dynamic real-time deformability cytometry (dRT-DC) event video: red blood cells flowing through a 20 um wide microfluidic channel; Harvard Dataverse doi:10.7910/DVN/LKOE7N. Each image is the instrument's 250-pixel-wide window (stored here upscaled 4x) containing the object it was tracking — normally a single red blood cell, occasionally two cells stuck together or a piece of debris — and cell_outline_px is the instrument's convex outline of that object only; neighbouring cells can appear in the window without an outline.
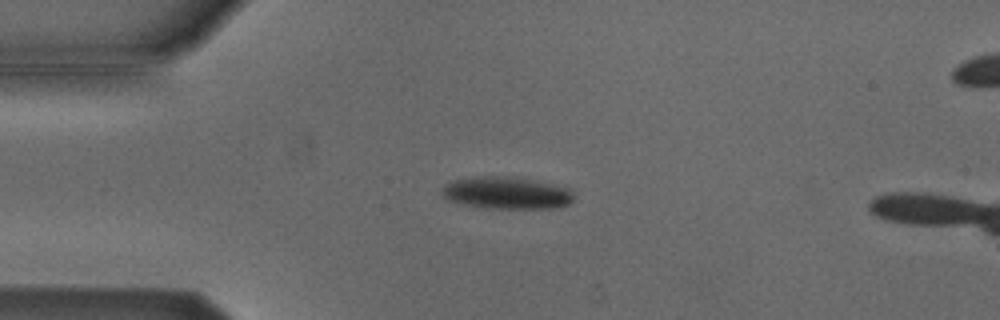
{"species": "Egyptian fruit bat (a non-hibernating species)", "species_latin": "Rousettus aegyptiacus", "temperature_condition": "cold", "stored_images_in_passage": 46, "camera_frame_rate_fps": 3000, "um_per_image_px": 0.085, "animal": {"sex": "male"}, "frame": {"image": 1, "passage_image": 6, "time_ms": 1.667, "image_size_px": [1000, 320], "cell_outline_px": [[572, 200], [568, 204], [556, 208], [484, 208], [464, 204], [448, 200], [440, 192], [444, 184], [452, 180], [472, 176], [508, 176], [568, 188], [572, 192]], "centroid_in_image_um": [42.97, 16.4], "position_along_channel_um": 42.0, "area_um2": 24.51}}
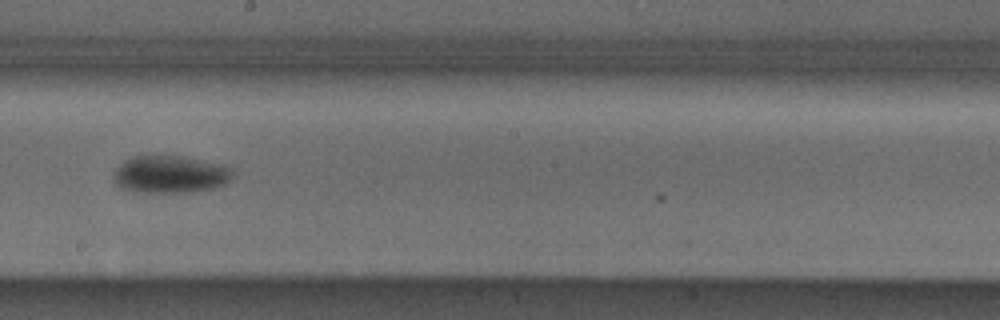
{"frame": {"image": 2, "passage_image": 23, "time_ms": 7.333, "image_size_px": [1000, 320], "cell_outline_px": [[232, 172], [228, 180], [224, 184], [212, 188], [192, 192], [136, 192], [120, 188], [112, 180], [112, 172], [124, 160], [132, 156], [148, 152], [180, 156], [220, 164], [228, 168]], "centroid_in_image_um": [14.32, 14.78], "position_along_channel_um": 233.9, "area_um2": 26.53}}
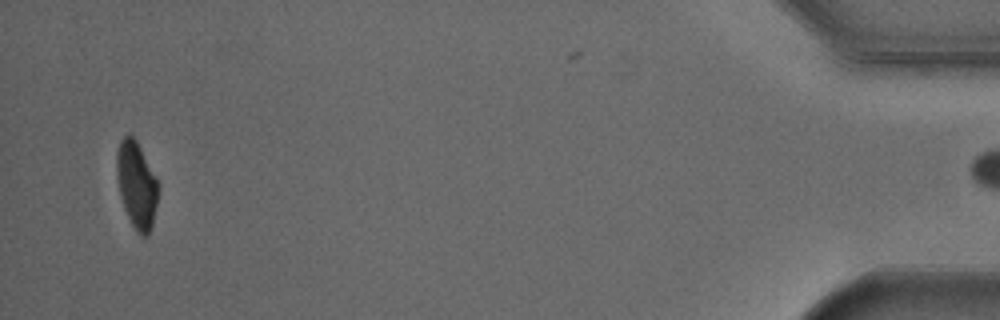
{"frame": {"image": 3, "passage_image": 45, "time_ms": 14.667, "image_size_px": [1000, 320], "cell_outline_px": [[160, 188], [152, 224], [148, 236], [144, 236], [132, 224], [124, 208], [120, 196], [116, 172], [116, 156], [120, 140], [124, 136], [132, 136], [136, 140], [160, 184]], "centroid_in_image_um": [11.62, 15.69], "position_along_channel_um": 423.6, "area_um2": 20.75}, "authors_computed_cell_mechanics": {"area_um2": 25.0274, "velocity_mm_per_s": 3.7883, "shape_relaxation_time_tau1_ms": 3.1568, "shape_relaxation_time_tau2_ms": null, "deformation_change_tau1": 0.1066, "deformation_change_tau2": null}}